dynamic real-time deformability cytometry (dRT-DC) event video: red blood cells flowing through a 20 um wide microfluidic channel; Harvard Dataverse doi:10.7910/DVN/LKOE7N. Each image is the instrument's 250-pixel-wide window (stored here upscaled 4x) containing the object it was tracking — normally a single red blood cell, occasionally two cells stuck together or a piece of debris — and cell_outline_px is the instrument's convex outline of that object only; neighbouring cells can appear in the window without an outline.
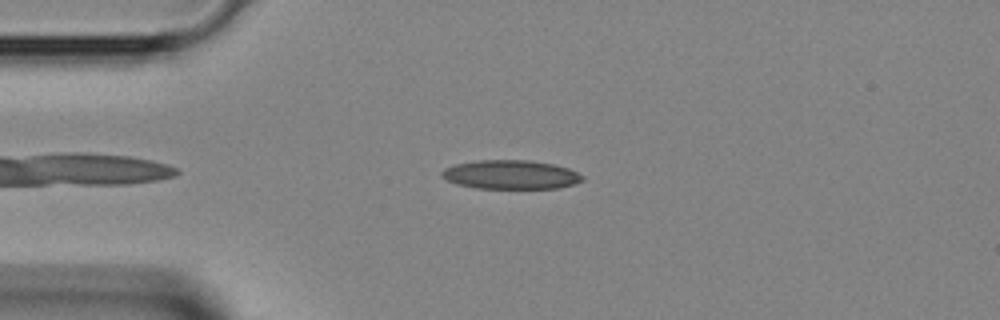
{"species": "Egyptian fruit bat (a non-hibernating species)", "species_latin": "Rousettus aegyptiacus", "temperature_condition": "room temperature", "stored_images_in_passage": 16, "camera_frame_rate_fps": 3000, "um_per_image_px": 0.085, "animal": {"sex": "female"}, "frame": {"image": 1, "passage_image": 6, "time_ms": 1.667, "image_size_px": [1000, 320], "cell_outline_px": [[584, 180], [560, 188], [476, 188], [456, 184], [440, 176], [440, 172], [444, 168], [452, 164], [476, 160], [528, 160], [552, 164], [568, 168], [584, 176]], "centroid_in_image_um": [43.36, 14.84], "position_along_channel_um": 41.6, "area_um2": 23.81}}
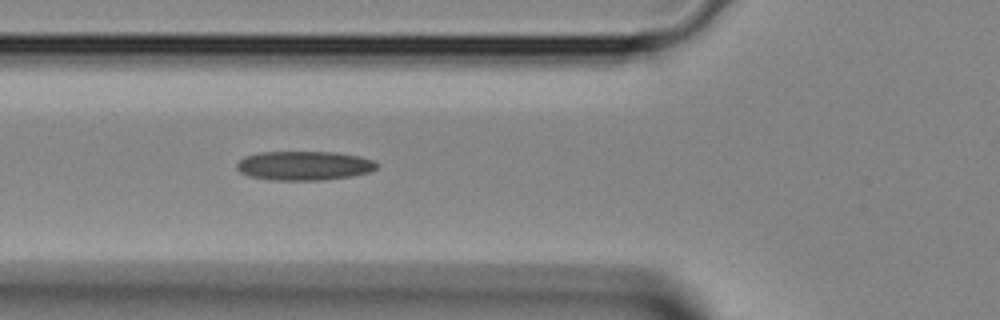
{"frame": {"image": 2, "passage_image": 11, "time_ms": 3.333, "image_size_px": [1000, 320], "cell_outline_px": [[380, 164], [376, 168], [368, 172], [352, 176], [320, 180], [272, 180], [248, 176], [240, 172], [236, 168], [236, 164], [244, 156], [260, 152], [336, 152], [360, 156], [376, 160]], "centroid_in_image_um": [25.86, 14.07], "position_along_channel_um": 99.9, "area_um2": 23.99}}
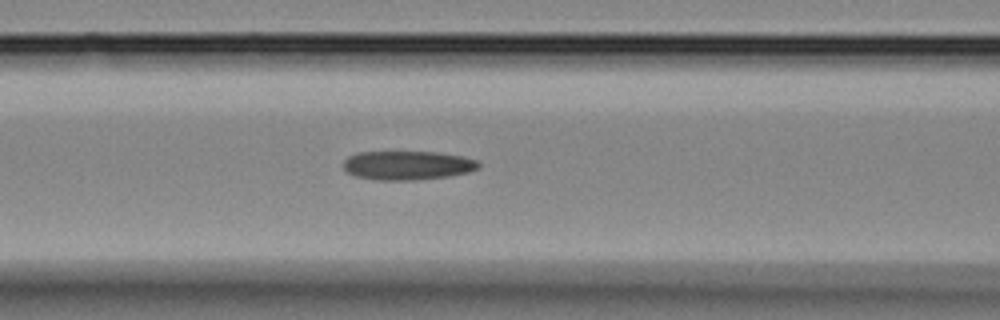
{"frame": {"image": 3, "passage_image": 13, "time_ms": 4.0, "image_size_px": [1000, 320], "cell_outline_px": [[480, 168], [468, 172], [452, 176], [416, 180], [380, 180], [356, 176], [348, 172], [344, 168], [344, 160], [348, 156], [356, 152], [436, 152], [464, 156], [480, 160]], "centroid_in_image_um": [34.7, 14.05], "position_along_channel_um": 131.9, "area_um2": 23.06}}